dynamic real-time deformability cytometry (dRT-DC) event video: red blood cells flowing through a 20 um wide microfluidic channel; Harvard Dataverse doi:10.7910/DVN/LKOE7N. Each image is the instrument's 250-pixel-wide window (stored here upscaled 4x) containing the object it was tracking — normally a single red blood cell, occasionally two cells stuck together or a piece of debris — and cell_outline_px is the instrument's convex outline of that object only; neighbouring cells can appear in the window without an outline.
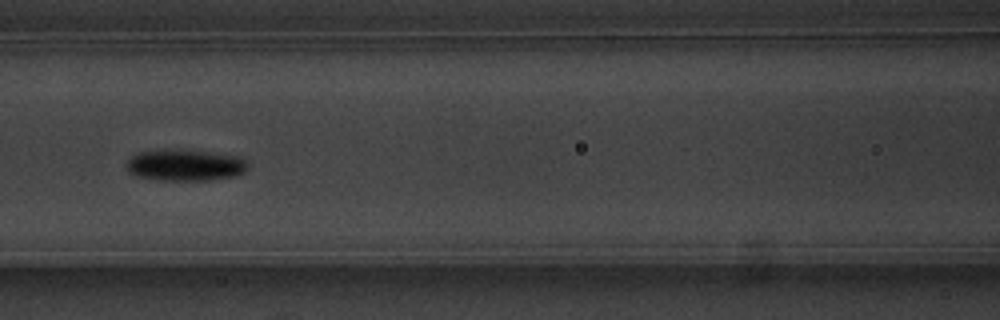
{"species": "common noctule bat (a hibernating species)", "species_latin": "Nyctalus noctula", "temperature_condition": "warm", "stored_images_in_passage": 21, "camera_frame_rate_fps": 3000, "um_per_image_px": 0.085, "animal": {"sex": "male", "body_mass_g": 20.1, "forearm_length_mm": 53.5}, "frame": {"image": 1, "passage_image": 12, "time_ms": 3.667, "image_size_px": [1000, 320], "cell_outline_px": [[248, 168], [244, 172], [236, 176], [208, 180], [160, 180], [136, 176], [128, 172], [124, 164], [132, 156], [140, 152], [180, 148], [244, 156], [248, 164]], "centroid_in_image_um": [15.77, 14.02], "position_along_channel_um": 150.8, "area_um2": 22.77}}
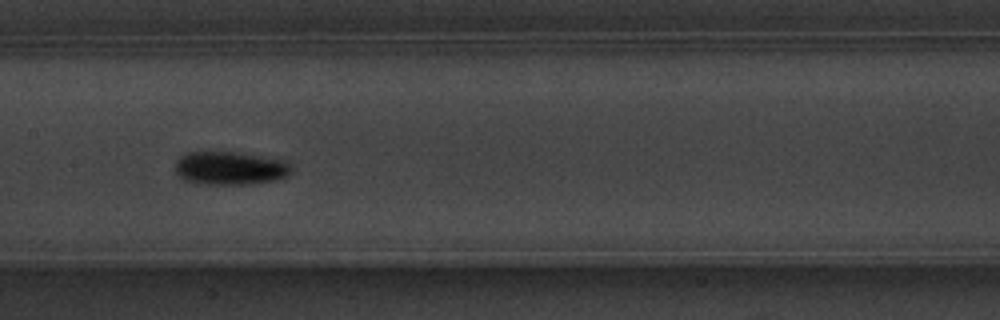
{"frame": {"image": 2, "passage_image": 15, "time_ms": 4.667, "image_size_px": [1000, 320], "cell_outline_px": [[292, 172], [288, 176], [276, 180], [252, 184], [208, 184], [184, 180], [176, 172], [176, 160], [184, 152], [236, 152], [288, 160], [292, 164]], "centroid_in_image_um": [19.62, 14.28], "position_along_channel_um": 187.8, "area_um2": 22.83}}
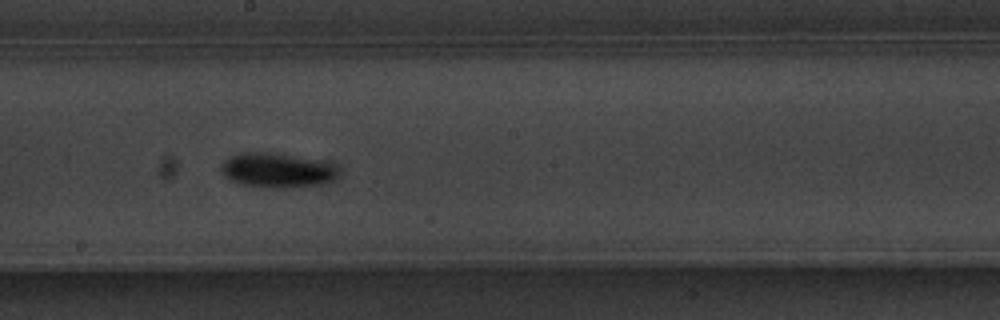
{"frame": {"image": 3, "passage_image": 18, "time_ms": 5.667, "image_size_px": [1000, 320], "cell_outline_px": [[336, 176], [320, 184], [296, 188], [260, 188], [240, 184], [224, 176], [220, 172], [220, 164], [224, 160], [232, 156], [244, 152], [264, 152], [328, 160], [336, 168]], "centroid_in_image_um": [23.51, 14.48], "position_along_channel_um": 224.7, "area_um2": 23.93}}